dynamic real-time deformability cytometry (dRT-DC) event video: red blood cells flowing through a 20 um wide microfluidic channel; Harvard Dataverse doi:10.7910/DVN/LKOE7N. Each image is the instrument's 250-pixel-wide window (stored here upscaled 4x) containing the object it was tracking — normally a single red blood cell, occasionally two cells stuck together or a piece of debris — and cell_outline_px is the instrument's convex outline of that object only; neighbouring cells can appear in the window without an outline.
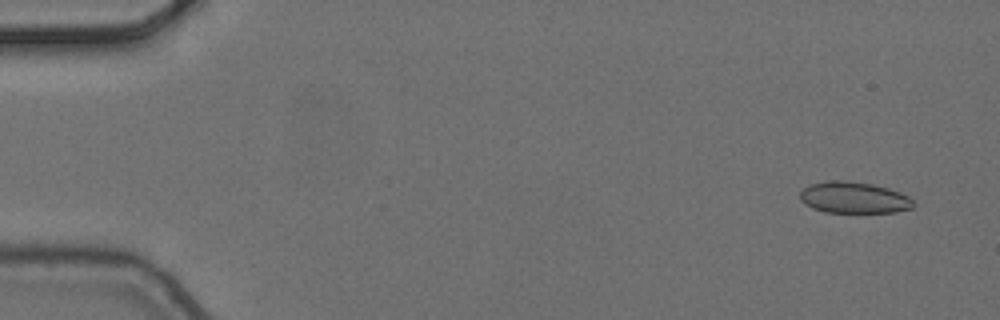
{"species": "common noctule bat (a hibernating species)", "species_latin": "Nyctalus noctula", "temperature_condition": "cold", "stored_images_in_passage": 6, "segment_of_instrument_passage": [2, 2], "camera_frame_rate_fps": 3000, "um_per_image_px": 0.085, "animal": {"sex": "female", "body_mass_g": 24.6, "forearm_length_mm": 56.2}, "frame": {"image": 1, "passage_image": 6, "time_ms": 1.667, "image_size_px": [1000, 320], "cell_outline_px": [[916, 204], [912, 208], [896, 212], [824, 212], [812, 208], [804, 204], [800, 200], [800, 192], [808, 184], [828, 180], [848, 180], [872, 184], [888, 188], [900, 192], [908, 196]], "centroid_in_image_um": [72.56, 16.79], "position_along_channel_um": 12.4, "area_um2": 20.98}}